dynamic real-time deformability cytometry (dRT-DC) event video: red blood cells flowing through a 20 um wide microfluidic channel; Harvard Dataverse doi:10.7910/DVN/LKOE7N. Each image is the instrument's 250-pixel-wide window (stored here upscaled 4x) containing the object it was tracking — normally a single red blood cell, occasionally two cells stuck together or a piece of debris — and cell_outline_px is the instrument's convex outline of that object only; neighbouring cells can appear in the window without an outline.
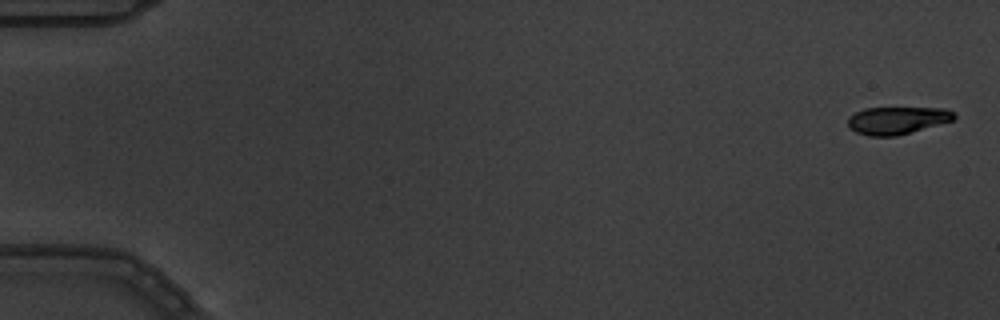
{"species": "common noctule bat (a hibernating species)", "species_latin": "Nyctalus noctula", "temperature_condition": "warm", "stored_images_in_passage": 6, "camera_frame_rate_fps": 3000, "um_per_image_px": 0.085, "animal": {"sex": "male", "body_mass_g": 19.5, "forearm_length_mm": 54.6}, "frame": {"image": 1, "passage_image": 1, "time_ms": 0.0, "image_size_px": [1000, 320], "cell_outline_px": [[956, 116], [952, 120], [896, 136], [868, 136], [856, 132], [848, 128], [848, 116], [864, 108], [944, 108], [956, 112]], "centroid_in_image_um": [76.22, 10.22], "position_along_channel_um": 8.8, "area_um2": 16.94}}
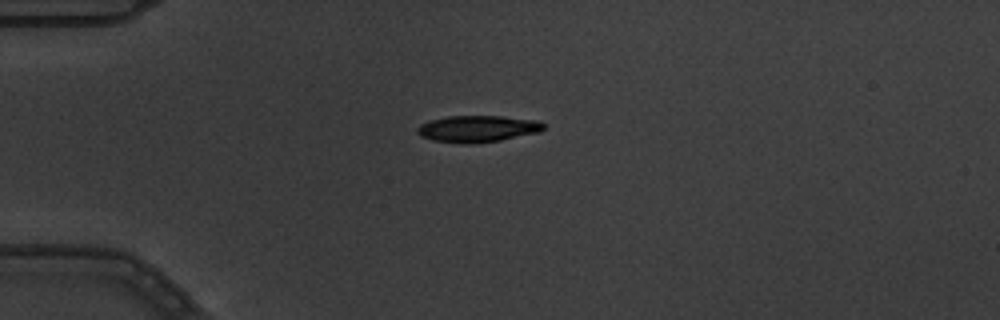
{"frame": {"image": 2, "passage_image": 5, "time_ms": 1.333, "image_size_px": [1000, 320], "cell_outline_px": [[544, 128], [540, 132], [500, 140], [468, 144], [460, 144], [432, 140], [420, 136], [416, 132], [416, 128], [420, 124], [432, 120], [448, 116], [500, 116], [540, 120], [544, 124]], "centroid_in_image_um": [40.59, 10.95], "position_along_channel_um": 44.4, "area_um2": 19.71}}